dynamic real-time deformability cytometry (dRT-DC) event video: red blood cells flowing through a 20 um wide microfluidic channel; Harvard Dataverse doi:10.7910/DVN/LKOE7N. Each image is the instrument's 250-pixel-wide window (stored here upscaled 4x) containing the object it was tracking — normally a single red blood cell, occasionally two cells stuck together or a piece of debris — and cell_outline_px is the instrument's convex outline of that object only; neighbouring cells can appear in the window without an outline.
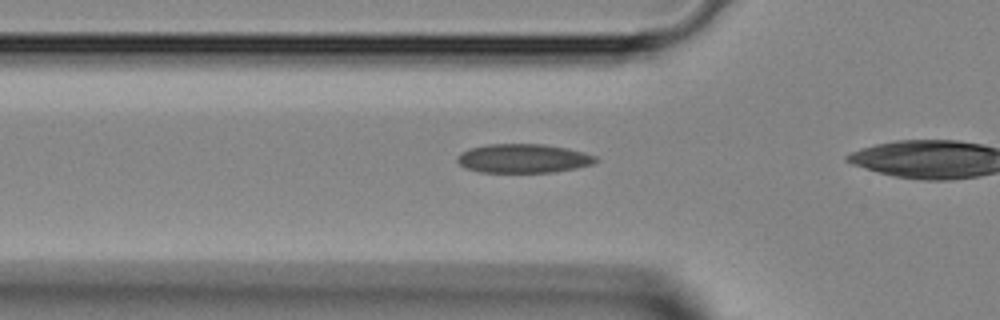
{"species": "Egyptian fruit bat (a non-hibernating species)", "species_latin": "Rousettus aegyptiacus", "temperature_condition": "room temperature", "stored_images_in_passage": 13, "camera_frame_rate_fps": 3000, "um_per_image_px": 0.085, "animal": {"sex": "female"}, "frame": {"image": 1, "passage_image": 11, "time_ms": 3.333, "image_size_px": [1000, 320], "cell_outline_px": [[600, 160], [592, 164], [576, 168], [552, 172], [480, 172], [464, 168], [456, 160], [456, 156], [460, 152], [468, 148], [488, 144], [544, 144], [568, 148], [584, 152], [596, 156]], "centroid_in_image_um": [44.46, 13.46], "position_along_channel_um": 81.3, "area_um2": 23.58}}